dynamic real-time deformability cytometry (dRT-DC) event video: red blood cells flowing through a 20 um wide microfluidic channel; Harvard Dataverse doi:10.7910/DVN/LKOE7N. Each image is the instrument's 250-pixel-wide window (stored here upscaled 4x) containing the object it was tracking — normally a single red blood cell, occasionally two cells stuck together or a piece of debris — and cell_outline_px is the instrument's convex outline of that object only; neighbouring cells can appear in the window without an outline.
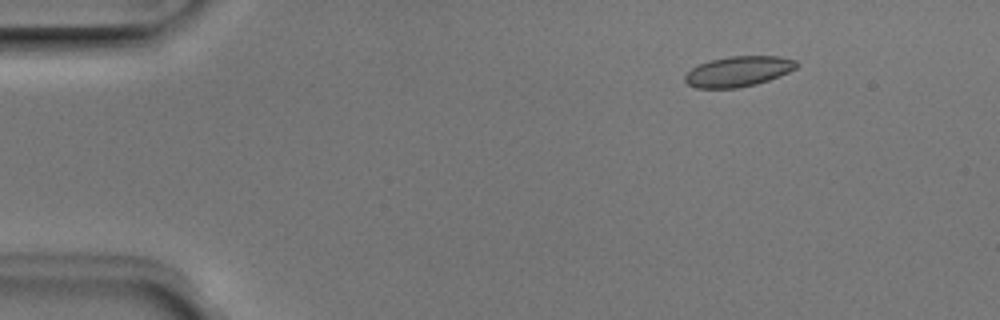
{"species": "Egyptian fruit bat (a non-hibernating species)", "species_latin": "Rousettus aegyptiacus", "temperature_condition": "room temperature", "stored_images_in_passage": 6, "camera_frame_rate_fps": 3000, "um_per_image_px": 0.085, "animal": {"sex": "male"}, "frame": {"image": 1, "passage_image": 2, "time_ms": 0.333, "image_size_px": [1000, 320], "cell_outline_px": [[800, 64], [796, 68], [780, 76], [756, 84], [736, 88], [696, 88], [688, 84], [684, 80], [684, 76], [692, 68], [700, 64], [712, 60], [728, 56], [780, 56], [796, 60]], "centroid_in_image_um": [62.78, 6.07], "position_along_channel_um": 22.2, "area_um2": 19.71}}
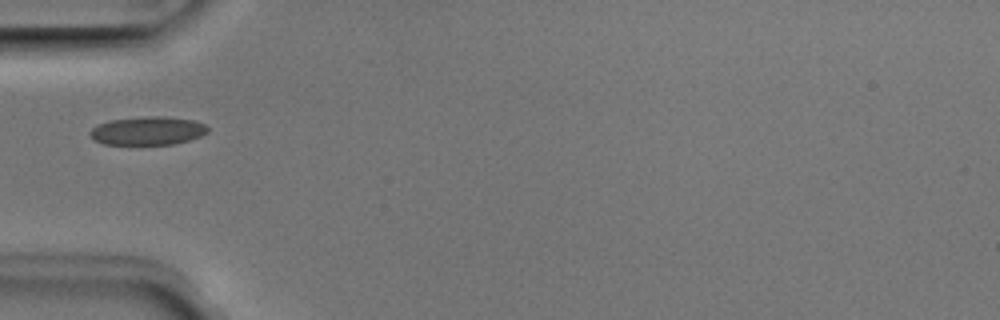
{"frame": {"image": 2, "passage_image": 5, "time_ms": 1.333, "image_size_px": [1000, 320], "cell_outline_px": [[208, 132], [200, 136], [188, 140], [172, 144], [104, 144], [92, 140], [88, 132], [92, 128], [108, 120], [148, 116], [168, 116], [192, 120], [204, 124], [208, 128]], "centroid_in_image_um": [12.52, 11.11], "position_along_channel_um": 72.5, "area_um2": 19.48}}